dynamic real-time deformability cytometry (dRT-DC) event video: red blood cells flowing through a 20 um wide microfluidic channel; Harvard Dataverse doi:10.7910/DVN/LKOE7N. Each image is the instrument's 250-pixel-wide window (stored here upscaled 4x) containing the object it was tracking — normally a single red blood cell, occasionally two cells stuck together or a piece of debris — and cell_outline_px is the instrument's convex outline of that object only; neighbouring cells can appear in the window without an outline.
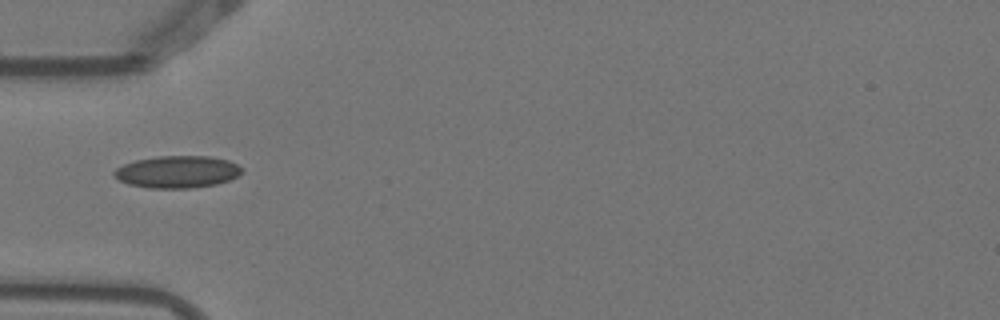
{"species": "Egyptian fruit bat (a non-hibernating species)", "species_latin": "Rousettus aegyptiacus", "temperature_condition": "warm", "stored_images_in_passage": 5, "camera_frame_rate_fps": 3000, "um_per_image_px": 0.085, "animal": {"sex": "female"}, "frame": {"image": 1, "passage_image": 5, "time_ms": 1.333, "image_size_px": [1000, 320], "cell_outline_px": [[244, 168], [236, 176], [228, 180], [216, 184], [192, 188], [148, 188], [128, 184], [120, 180], [112, 172], [116, 168], [124, 164], [136, 160], [156, 156], [208, 156], [228, 160]], "centroid_in_image_um": [15.06, 14.6], "position_along_channel_um": 69.9, "area_um2": 23.81}}